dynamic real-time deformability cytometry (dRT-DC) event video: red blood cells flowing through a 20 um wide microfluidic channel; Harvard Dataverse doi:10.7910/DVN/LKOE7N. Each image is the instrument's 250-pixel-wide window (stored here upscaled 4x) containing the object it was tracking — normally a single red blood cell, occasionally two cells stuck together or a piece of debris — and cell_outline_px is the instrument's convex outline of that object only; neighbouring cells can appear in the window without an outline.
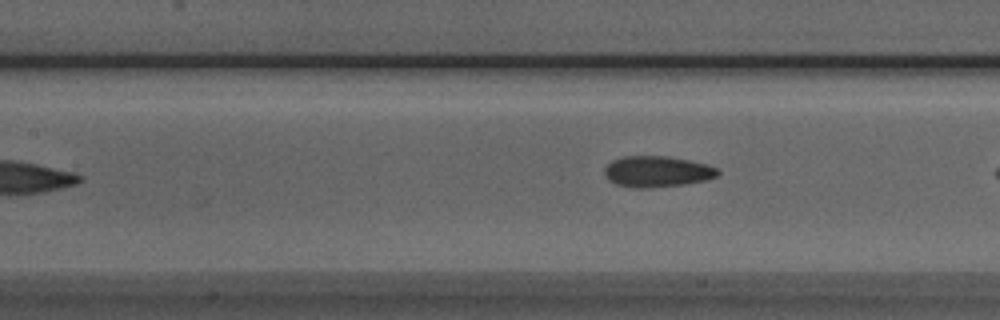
{"species": "Egyptian fruit bat (a non-hibernating species)", "species_latin": "Rousettus aegyptiacus", "temperature_condition": "room temperature", "stored_images_in_passage": 8, "camera_frame_rate_fps": 3000, "um_per_image_px": 0.085, "animal": {"sex": "male"}, "frame": {"image": 1, "passage_image": 8, "time_ms": 8.333, "image_size_px": [1000, 320], "cell_outline_px": [[720, 172], [716, 176], [704, 180], [684, 184], [652, 188], [636, 188], [616, 184], [608, 180], [604, 172], [604, 168], [612, 160], [624, 156], [668, 156], [688, 160], [704, 164], [716, 168]], "centroid_in_image_um": [55.8, 14.58], "position_along_channel_um": 151.6, "area_um2": 20.35}}